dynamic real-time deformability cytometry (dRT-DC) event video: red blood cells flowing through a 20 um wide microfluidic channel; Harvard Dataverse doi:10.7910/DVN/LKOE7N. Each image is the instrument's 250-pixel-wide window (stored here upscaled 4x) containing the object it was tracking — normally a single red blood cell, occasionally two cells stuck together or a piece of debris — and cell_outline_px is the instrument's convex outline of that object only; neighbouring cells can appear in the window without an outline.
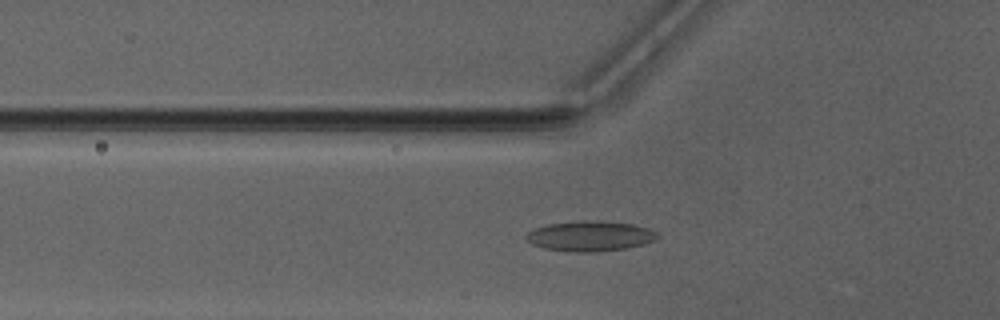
{"species": "Egyptian fruit bat (a non-hibernating species)", "species_latin": "Rousettus aegyptiacus", "temperature_condition": "warm", "stored_images_in_passage": 51, "segment_of_instrument_passage": [1, 2], "camera_frame_rate_fps": 3000, "um_per_image_px": 0.085, "animal": {"sex": "male"}, "frame": {"image": 1, "passage_image": 18, "time_ms": 5.667, "image_size_px": [1000, 320], "cell_outline_px": [[660, 236], [656, 240], [644, 244], [628, 248], [592, 252], [572, 252], [544, 248], [532, 244], [524, 236], [528, 232], [536, 228], [548, 224], [580, 220], [596, 220], [632, 224], [648, 228], [656, 232]], "centroid_in_image_um": [50.18, 20.06], "position_along_channel_um": 75.6, "area_um2": 23.18}}
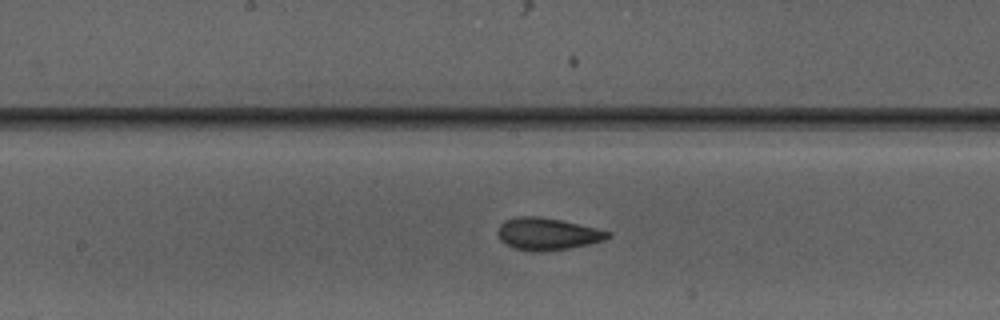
{"frame": {"image": 2, "passage_image": 27, "time_ms": 8.667, "image_size_px": [1000, 320], "cell_outline_px": [[612, 236], [604, 240], [588, 244], [568, 248], [544, 252], [532, 252], [516, 248], [500, 240], [496, 232], [500, 224], [504, 220], [516, 216], [540, 216], [600, 228], [612, 232]], "centroid_in_image_um": [46.54, 19.87], "position_along_channel_um": 201.7, "area_um2": 20.87}}
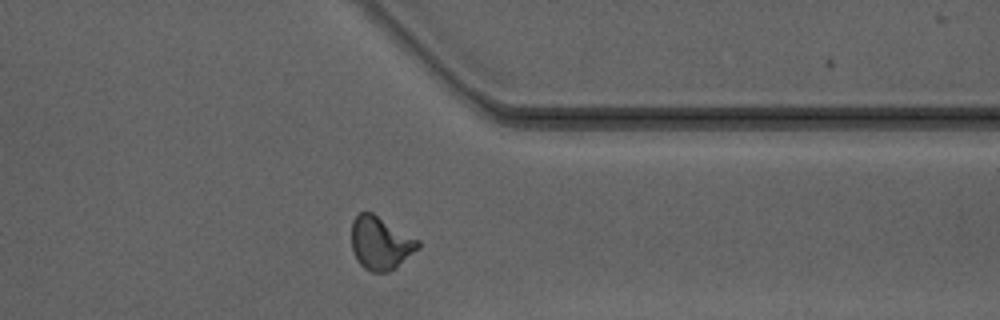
{"frame": {"image": 3, "passage_image": 40, "time_ms": 13.0, "image_size_px": [1000, 320], "cell_outline_px": [[420, 248], [396, 268], [388, 272], [372, 272], [364, 268], [360, 264], [352, 252], [352, 220], [360, 212], [372, 212], [420, 240]], "centroid_in_image_um": [32.36, 20.67], "position_along_channel_um": 379.0, "area_um2": 20.75}}